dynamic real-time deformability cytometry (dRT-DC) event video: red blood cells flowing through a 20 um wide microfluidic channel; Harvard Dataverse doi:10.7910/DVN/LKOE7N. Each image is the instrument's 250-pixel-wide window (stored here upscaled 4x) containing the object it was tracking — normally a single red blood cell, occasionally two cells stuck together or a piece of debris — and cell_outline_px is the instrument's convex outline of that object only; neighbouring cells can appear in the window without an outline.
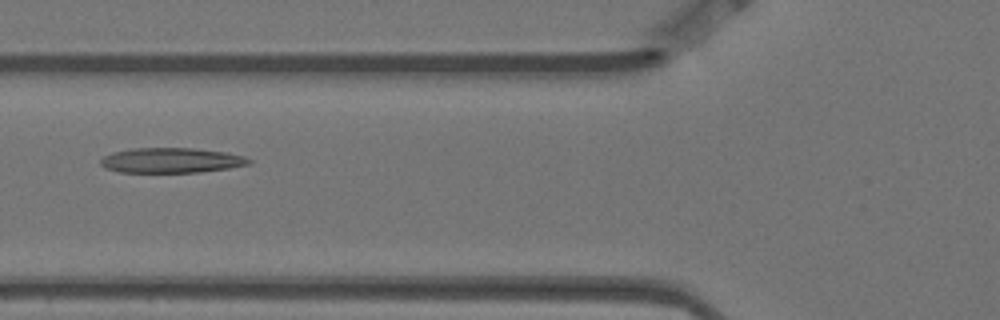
{"species": "Egyptian fruit bat (a non-hibernating species)", "species_latin": "Rousettus aegyptiacus", "temperature_condition": "warm", "stored_images_in_passage": 10, "camera_frame_rate_fps": 3000, "um_per_image_px": 0.085, "animal": {"sex": "female"}, "frame": {"image": 1, "passage_image": 6, "time_ms": 1.667, "image_size_px": [1000, 320], "cell_outline_px": [[252, 164], [228, 168], [200, 172], [120, 172], [104, 168], [100, 164], [100, 160], [104, 156], [112, 152], [132, 148], [192, 148], [228, 152], [244, 156], [252, 160]], "centroid_in_image_um": [14.57, 13.62], "position_along_channel_um": 111.2, "area_um2": 21.79}}
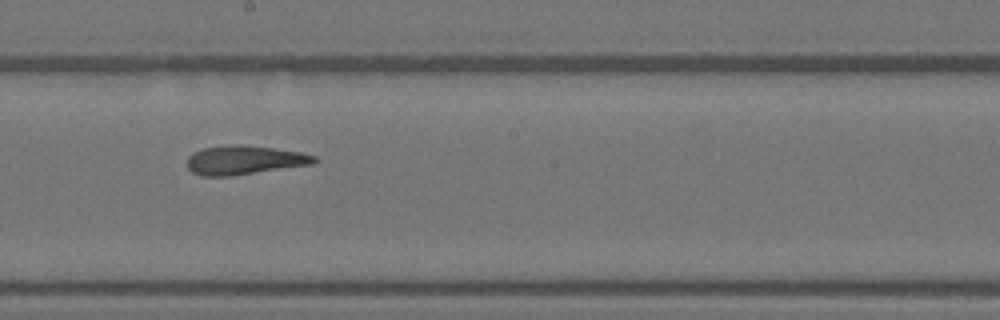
{"frame": {"image": 2, "passage_image": 9, "time_ms": 2.667, "image_size_px": [1000, 320], "cell_outline_px": [[320, 160], [312, 164], [232, 176], [200, 176], [192, 172], [188, 168], [188, 156], [192, 152], [204, 148], [236, 144], [240, 144], [272, 148], [300, 152], [316, 156]], "centroid_in_image_um": [20.77, 13.61], "position_along_channel_um": 227.4, "area_um2": 21.44}}
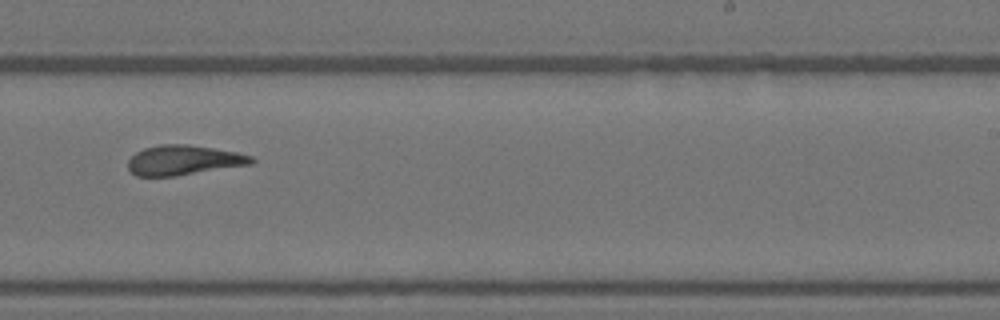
{"frame": {"image": 3, "passage_image": 10, "time_ms": 3.0, "image_size_px": [1000, 320], "cell_outline_px": [[256, 160], [252, 164], [176, 176], [136, 176], [128, 168], [128, 160], [136, 152], [144, 148], [160, 144], [188, 144], [236, 152], [252, 156]], "centroid_in_image_um": [15.61, 13.61], "position_along_channel_um": 273.4, "area_um2": 21.44}}